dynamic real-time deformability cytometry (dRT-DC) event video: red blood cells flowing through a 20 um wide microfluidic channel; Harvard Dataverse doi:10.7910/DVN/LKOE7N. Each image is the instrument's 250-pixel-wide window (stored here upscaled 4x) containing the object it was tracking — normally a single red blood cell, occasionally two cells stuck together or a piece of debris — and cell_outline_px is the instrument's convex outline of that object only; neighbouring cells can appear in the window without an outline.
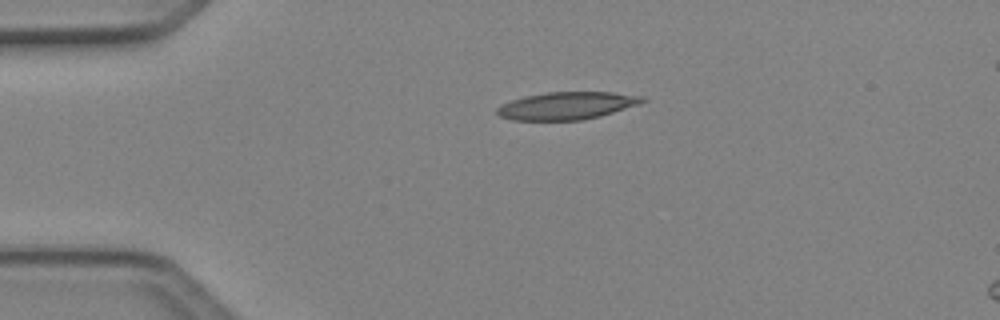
{"species": "Egyptian fruit bat (a non-hibernating species)", "species_latin": "Rousettus aegyptiacus", "temperature_condition": "cold", "stored_images_in_passage": 3, "camera_frame_rate_fps": 3000, "um_per_image_px": 0.085, "animal": {"sex": "female"}, "frame": {"image": 1, "passage_image": 1, "time_ms": 0.0, "image_size_px": [1000, 320], "cell_outline_px": [[648, 100], [640, 104], [600, 116], [580, 120], [512, 120], [500, 116], [496, 112], [496, 108], [500, 104], [524, 96], [548, 92], [612, 92], [648, 96]], "centroid_in_image_um": [48.22, 8.97], "position_along_channel_um": 36.8, "area_um2": 23.52}}